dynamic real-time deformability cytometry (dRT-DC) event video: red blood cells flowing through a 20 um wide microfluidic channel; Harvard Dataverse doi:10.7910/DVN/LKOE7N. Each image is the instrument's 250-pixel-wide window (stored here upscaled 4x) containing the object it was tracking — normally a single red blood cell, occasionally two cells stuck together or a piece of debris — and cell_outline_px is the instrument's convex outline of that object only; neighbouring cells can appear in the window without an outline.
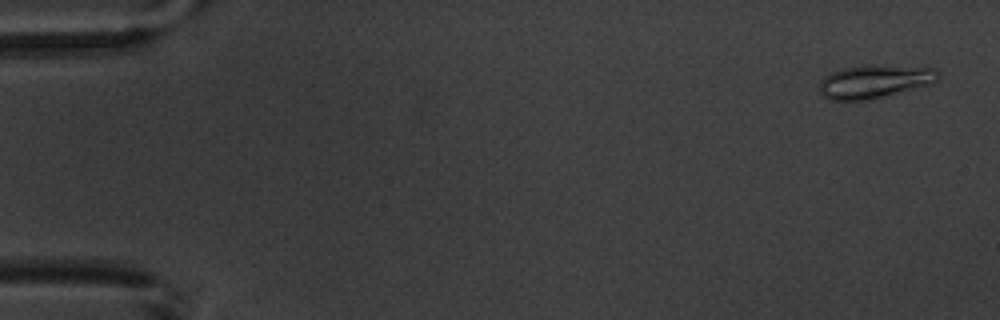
{"species": "common noctule bat (a hibernating species)", "species_latin": "Nyctalus noctula", "temperature_condition": "warm", "stored_images_in_passage": 5, "camera_frame_rate_fps": 3000, "um_per_image_px": 0.085, "animal": {"sex": "male", "body_mass_g": 20.1, "forearm_length_mm": 53.5}, "frame": {"image": 1, "passage_image": 1, "time_ms": 0.0, "image_size_px": [1000, 320], "cell_outline_px": [[940, 76], [932, 84], [872, 100], [832, 100], [824, 96], [820, 92], [820, 80], [824, 76], [832, 72], [844, 68], [864, 64], [868, 64], [936, 68], [940, 72]], "centroid_in_image_um": [74.37, 6.92], "position_along_channel_um": 10.6, "area_um2": 23.35}}